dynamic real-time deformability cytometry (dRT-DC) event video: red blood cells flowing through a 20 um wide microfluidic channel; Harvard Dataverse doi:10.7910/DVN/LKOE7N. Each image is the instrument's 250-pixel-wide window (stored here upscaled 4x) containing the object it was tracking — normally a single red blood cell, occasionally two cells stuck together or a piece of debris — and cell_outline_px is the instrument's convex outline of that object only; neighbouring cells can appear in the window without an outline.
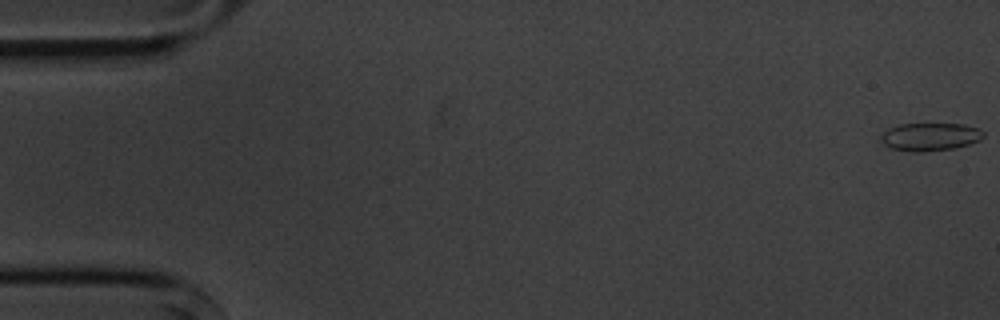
{"species": "common noctule bat (a hibernating species)", "species_latin": "Nyctalus noctula", "temperature_condition": "cold", "stored_images_in_passage": 9, "camera_frame_rate_fps": 3000, "um_per_image_px": 0.085, "animal": {"sex": "male", "body_mass_g": 20.1, "forearm_length_mm": 53.5}, "frame": {"image": 1, "passage_image": 1, "time_ms": 0.0, "image_size_px": [1000, 320], "cell_outline_px": [[984, 136], [980, 140], [956, 148], [924, 152], [912, 152], [892, 148], [884, 144], [880, 140], [880, 136], [888, 128], [900, 124], [964, 124], [980, 128], [984, 132]], "centroid_in_image_um": [79.07, 11.63], "position_along_channel_um": 5.9, "area_um2": 16.82}}
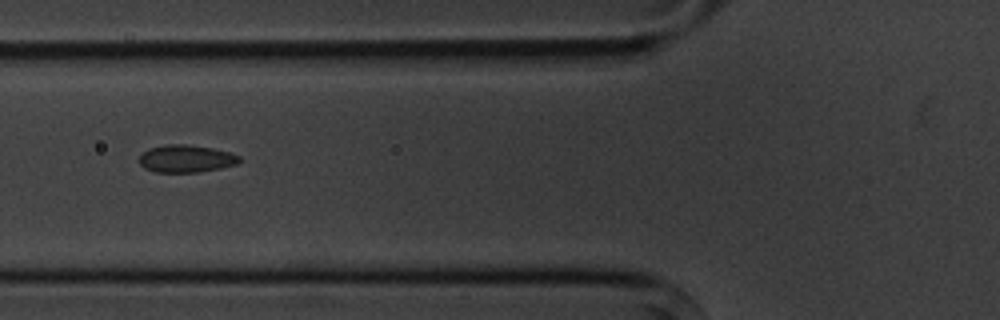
{"frame": {"image": 2, "passage_image": 7, "time_ms": 6.667, "image_size_px": [1000, 320], "cell_outline_px": [[240, 160], [236, 164], [220, 168], [196, 172], [156, 172], [144, 168], [140, 164], [140, 152], [148, 148], [168, 144], [188, 144], [212, 148], [228, 152], [240, 156]], "centroid_in_image_um": [15.77, 13.48], "position_along_channel_um": 110.0, "area_um2": 16.01}}
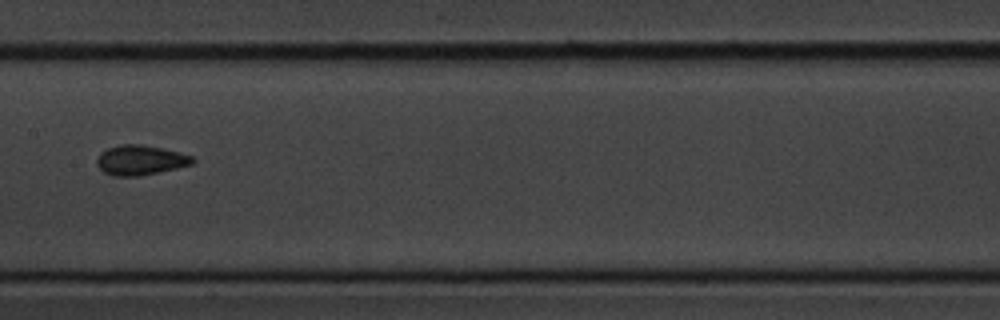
{"frame": {"image": 3, "passage_image": 9, "time_ms": 9.0, "image_size_px": [1000, 320], "cell_outline_px": [[196, 160], [192, 164], [176, 168], [136, 176], [112, 176], [104, 172], [96, 164], [96, 160], [100, 152], [108, 148], [120, 144], [140, 144], [164, 148], [192, 156]], "centroid_in_image_um": [11.91, 13.6], "position_along_channel_um": 195.5, "area_um2": 16.59}}